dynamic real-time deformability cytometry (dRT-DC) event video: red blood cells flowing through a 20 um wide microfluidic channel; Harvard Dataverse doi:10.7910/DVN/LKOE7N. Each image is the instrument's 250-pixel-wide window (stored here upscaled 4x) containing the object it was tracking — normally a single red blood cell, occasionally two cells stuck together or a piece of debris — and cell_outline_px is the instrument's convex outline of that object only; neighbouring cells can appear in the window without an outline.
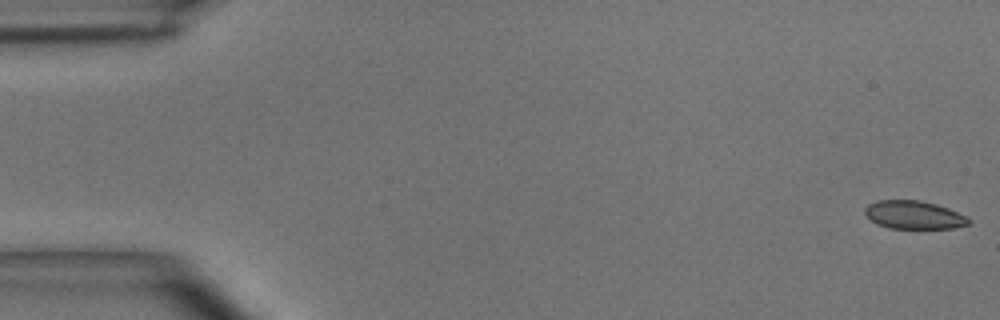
{"species": "common noctule bat (a hibernating species)", "species_latin": "Nyctalus noctula", "temperature_condition": "room temperature", "stored_images_in_passage": 49, "camera_frame_rate_fps": 3000, "um_per_image_px": 0.085, "animal": {"sex": "male", "body_mass_g": 15.6}, "frame": {"image": 1, "passage_image": 1, "time_ms": 0.0, "image_size_px": [1000, 320], "cell_outline_px": [[972, 220], [968, 224], [952, 228], [888, 228], [876, 224], [864, 212], [864, 208], [868, 204], [876, 200], [920, 200], [936, 204], [948, 208], [968, 216]], "centroid_in_image_um": [77.68, 18.26], "position_along_channel_um": 7.3, "area_um2": 17.11}}
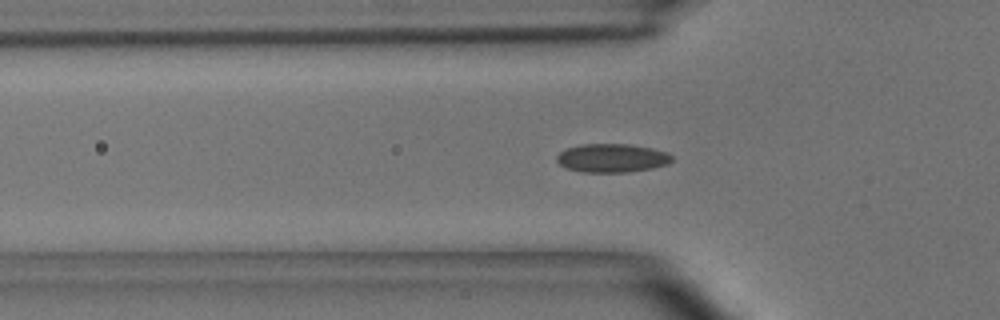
{"frame": {"image": 2, "passage_image": 16, "time_ms": 5.0, "image_size_px": [1000, 320], "cell_outline_px": [[672, 160], [668, 164], [652, 168], [628, 172], [580, 172], [564, 168], [556, 160], [556, 156], [560, 152], [568, 148], [580, 144], [628, 144], [652, 148], [668, 152], [672, 156]], "centroid_in_image_um": [52.01, 13.44], "position_along_channel_um": 73.8, "area_um2": 19.31}}
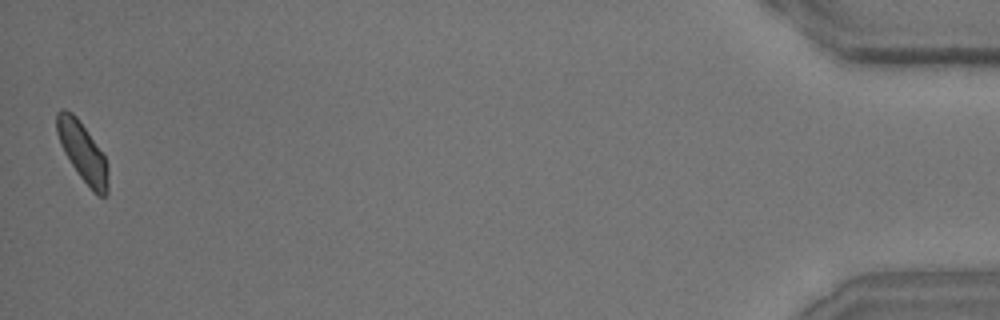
{"frame": {"image": 3, "passage_image": 49, "time_ms": 16.0, "image_size_px": [1000, 320], "cell_outline_px": [[108, 192], [104, 196], [96, 196], [92, 192], [80, 176], [64, 152], [60, 144], [56, 132], [56, 112], [60, 108], [64, 108], [72, 112], [76, 116], [104, 156], [108, 168]], "centroid_in_image_um": [7.0, 12.92], "position_along_channel_um": 428.2, "area_um2": 17.57}, "authors_computed_cell_mechanics": {"area_um2": 18.2648, "velocity_mm_per_s": 4.0459, "shape_relaxation_time_tau1_ms": 4.8022, "shape_relaxation_time_tau2_ms": 1.3622, "deformation_change_tau1": 0.1018, "deformation_change_tau2": 0.0527}}